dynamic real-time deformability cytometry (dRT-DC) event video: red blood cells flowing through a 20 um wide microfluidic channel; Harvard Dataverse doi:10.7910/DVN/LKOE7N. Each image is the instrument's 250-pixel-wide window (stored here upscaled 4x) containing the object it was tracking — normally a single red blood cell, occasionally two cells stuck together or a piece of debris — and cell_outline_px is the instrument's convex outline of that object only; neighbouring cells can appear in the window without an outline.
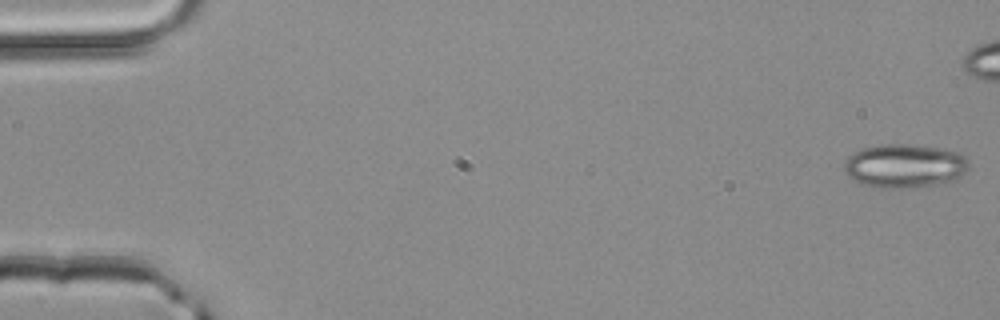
{"species": "common noctule bat (a hibernating species)", "species_latin": "Nyctalus noctula", "temperature_condition": "room temperature", "stored_images_in_passage": 19, "camera_frame_rate_fps": 3000, "um_per_image_px": 0.085, "animal": {"sex": "male", "body_mass_g": 20.4}, "frame": {"image": 1, "passage_image": 1, "time_ms": 0.0, "image_size_px": [1000, 320], "cell_outline_px": [[968, 168], [956, 180], [936, 184], [900, 188], [880, 188], [860, 184], [848, 176], [844, 172], [844, 160], [852, 152], [864, 148], [880, 144], [908, 144], [936, 148], [956, 152], [964, 156], [968, 160]], "centroid_in_image_um": [76.83, 14.1], "position_along_channel_um": 8.2, "area_um2": 31.73}}